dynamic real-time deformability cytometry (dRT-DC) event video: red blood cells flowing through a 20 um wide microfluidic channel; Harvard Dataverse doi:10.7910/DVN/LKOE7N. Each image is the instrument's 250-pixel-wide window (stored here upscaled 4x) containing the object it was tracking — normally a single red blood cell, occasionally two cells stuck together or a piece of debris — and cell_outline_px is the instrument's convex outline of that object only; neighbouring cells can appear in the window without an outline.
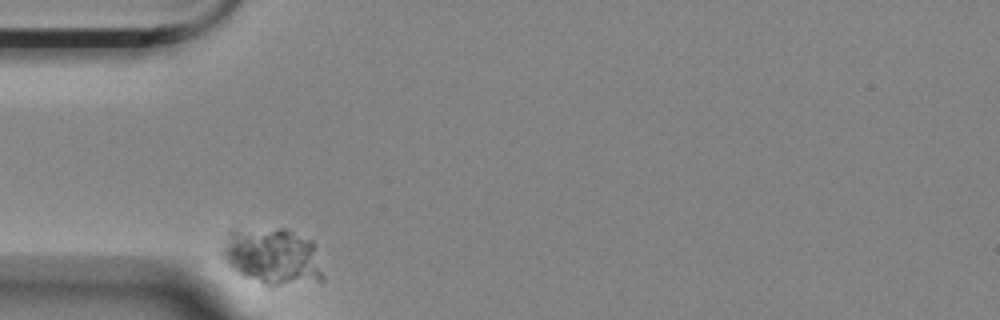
{"species": "Egyptian fruit bat (a non-hibernating species)", "species_latin": "Rousettus aegyptiacus", "temperature_condition": "room temperature", "stored_images_in_passage": 50, "camera_frame_rate_fps": 3000, "um_per_image_px": 0.085, "animal": {"sex": "female"}, "frame": {"image": 1, "passage_image": 1, "time_ms": 0.0, "image_size_px": [1000, 320], "cell_outline_px": [[324, 280], [276, 284], [268, 284], [244, 276], [232, 268], [220, 256], [220, 252], [228, 232], [232, 228], [284, 228], [312, 240], [324, 276]], "centroid_in_image_um": [23.11, 21.72], "position_along_channel_um": 61.9, "area_um2": 33.06}}
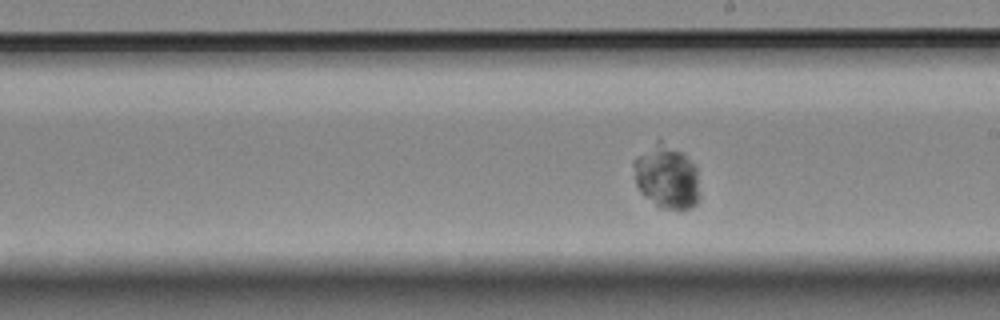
{"frame": {"image": 2, "passage_image": 22, "time_ms": 7.0, "image_size_px": [1000, 320], "cell_outline_px": [[700, 200], [692, 208], [680, 212], [664, 208], [656, 204], [644, 196], [640, 192], [636, 184], [632, 164], [632, 160], [660, 136], [680, 152], [696, 168], [700, 196]], "centroid_in_image_um": [56.65, 15.03], "position_along_channel_um": 232.3, "area_um2": 25.09}}
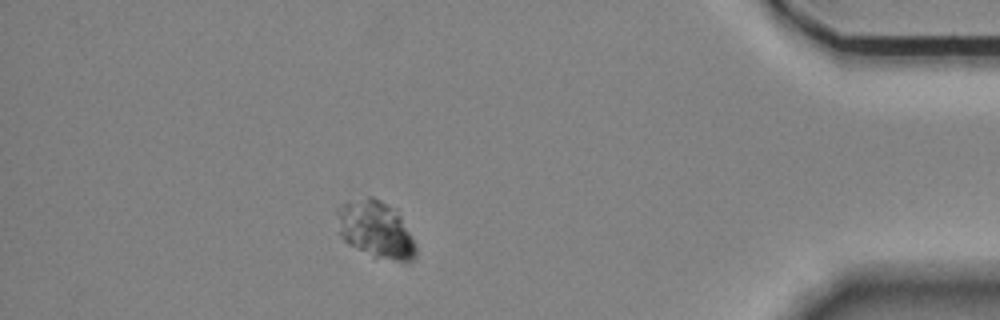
{"frame": {"image": 3, "passage_image": 43, "time_ms": 14.0, "image_size_px": [1000, 320], "cell_outline_px": [[416, 256], [412, 260], [392, 260], [372, 256], [348, 244], [340, 236], [336, 212], [336, 208], [340, 204], [368, 196], [372, 196], [396, 208], [416, 244]], "centroid_in_image_um": [31.92, 19.48], "position_along_channel_um": 403.3, "area_um2": 26.24}}